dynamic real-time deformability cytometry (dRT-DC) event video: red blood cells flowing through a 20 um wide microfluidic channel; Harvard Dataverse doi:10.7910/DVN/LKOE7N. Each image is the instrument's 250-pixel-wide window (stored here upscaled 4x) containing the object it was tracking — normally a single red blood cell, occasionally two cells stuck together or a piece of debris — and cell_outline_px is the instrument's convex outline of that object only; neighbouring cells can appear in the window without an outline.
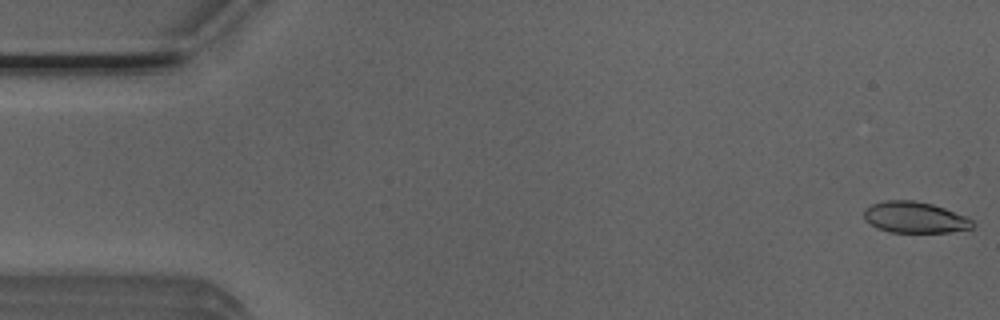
{"species": "Egyptian fruit bat (a non-hibernating species)", "species_latin": "Rousettus aegyptiacus", "temperature_condition": "room temperature", "stored_images_in_passage": 45, "camera_frame_rate_fps": 3000, "um_per_image_px": 0.085, "animal": {"sex": "male"}, "frame": {"image": 1, "passage_image": 1, "time_ms": 0.0, "image_size_px": [1000, 320], "cell_outline_px": [[976, 224], [972, 228], [952, 232], [888, 232], [876, 228], [864, 220], [864, 208], [872, 204], [884, 200], [912, 200], [932, 204], [944, 208], [964, 216], [972, 220]], "centroid_in_image_um": [77.72, 18.48], "position_along_channel_um": 7.3, "area_um2": 19.83}}
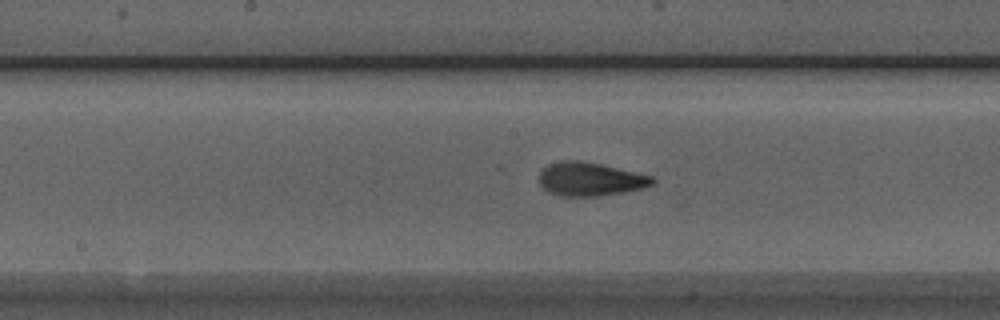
{"frame": {"image": 2, "passage_image": 26, "time_ms": 8.333, "image_size_px": [1000, 320], "cell_outline_px": [[656, 180], [652, 184], [644, 188], [624, 192], [600, 196], [560, 196], [548, 192], [540, 184], [540, 172], [548, 164], [568, 160], [576, 160], [600, 164], [652, 176]], "centroid_in_image_um": [50.17, 15.24], "position_along_channel_um": 198.0, "area_um2": 21.96}}
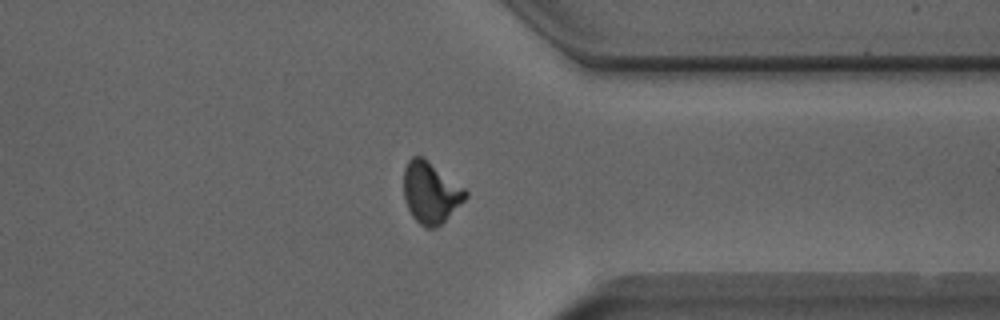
{"frame": {"image": 3, "passage_image": 40, "time_ms": 13.0, "image_size_px": [1000, 320], "cell_outline_px": [[468, 196], [436, 228], [424, 228], [412, 216], [408, 208], [404, 196], [404, 168], [408, 160], [412, 156], [424, 156], [464, 188], [468, 192]], "centroid_in_image_um": [36.59, 16.34], "position_along_channel_um": 374.8, "area_um2": 21.96}, "authors_computed_cell_mechanics": {"area_um2": 21.4438, "velocity_mm_per_s": 3.9277, "shape_relaxation_time_tau1_ms": 3.8031, "shape_relaxation_time_tau2_ms": 1.5638, "deformation_change_tau1": 0.1582, "deformation_change_tau2": 0.0795}}